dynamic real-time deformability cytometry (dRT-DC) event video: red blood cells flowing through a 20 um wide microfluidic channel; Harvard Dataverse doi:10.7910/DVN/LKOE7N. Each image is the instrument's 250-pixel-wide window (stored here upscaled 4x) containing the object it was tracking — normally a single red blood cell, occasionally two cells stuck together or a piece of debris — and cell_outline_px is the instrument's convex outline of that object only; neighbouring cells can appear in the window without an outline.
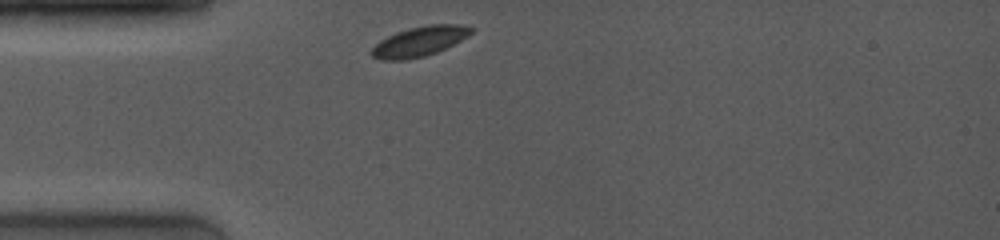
{"species": "common noctule bat (a hibernating species)", "species_latin": "Nyctalus noctula", "temperature_condition": "room temperature", "stored_images_in_passage": 23, "camera_frame_rate_fps": 4000, "um_per_image_px": 0.085, "animal": {"sex": "female", "body_mass_g": 19.0, "forearm_length_mm": 53.3}, "frame": {"image": 1, "passage_image": 1, "time_ms": 0.0, "image_size_px": [1000, 240], "cell_outline_px": [[476, 28], [472, 32], [460, 40], [436, 52], [424, 56], [408, 60], [380, 60], [372, 56], [368, 52], [380, 40], [396, 32], [408, 28], [428, 24], [456, 24]], "centroid_in_image_um": [35.61, 3.52], "position_along_channel_um": 49.4, "area_um2": 17.28}}
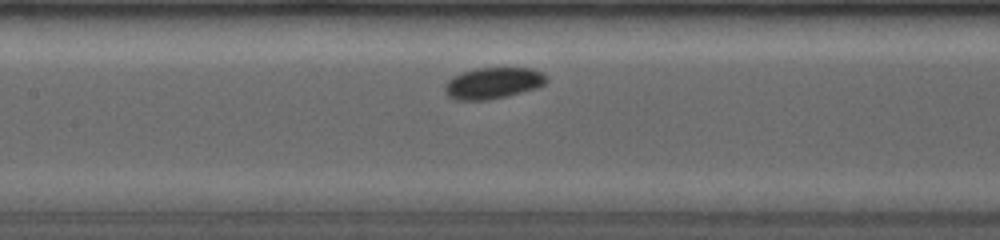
{"frame": {"image": 2, "passage_image": 20, "time_ms": 3.25, "image_size_px": [1000, 240], "cell_outline_px": [[548, 80], [544, 84], [536, 88], [504, 96], [484, 100], [456, 100], [448, 96], [444, 92], [444, 84], [452, 76], [476, 68], [532, 68], [540, 72]], "centroid_in_image_um": [41.85, 7.06], "position_along_channel_um": 165.5, "area_um2": 18.32}}